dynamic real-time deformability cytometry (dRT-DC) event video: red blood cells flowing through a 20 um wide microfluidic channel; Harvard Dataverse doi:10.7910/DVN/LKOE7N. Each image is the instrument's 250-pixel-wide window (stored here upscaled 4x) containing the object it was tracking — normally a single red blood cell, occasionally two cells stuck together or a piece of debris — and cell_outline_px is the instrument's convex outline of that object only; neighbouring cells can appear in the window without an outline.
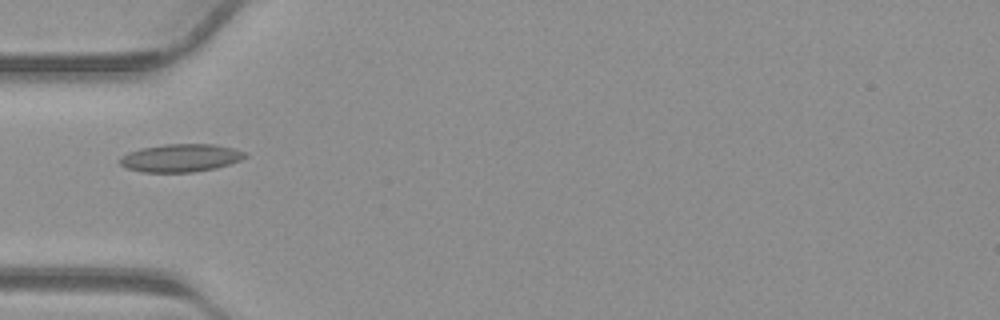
{"species": "common noctule bat (a hibernating species)", "species_latin": "Nyctalus noctula", "temperature_condition": "warm", "stored_images_in_passage": 28, "camera_frame_rate_fps": 3000, "um_per_image_px": 0.085, "animal": {"sex": "male", "body_mass_g": 23.1, "forearm_length_mm": 52.7}, "frame": {"image": 1, "passage_image": 1, "time_ms": 0.0, "image_size_px": [1000, 320], "cell_outline_px": [[248, 156], [240, 160], [216, 168], [192, 172], [144, 172], [128, 168], [120, 164], [120, 156], [128, 152], [140, 148], [164, 144], [216, 144], [248, 152]], "centroid_in_image_um": [15.37, 13.41], "position_along_channel_um": 69.6, "area_um2": 20.4}}
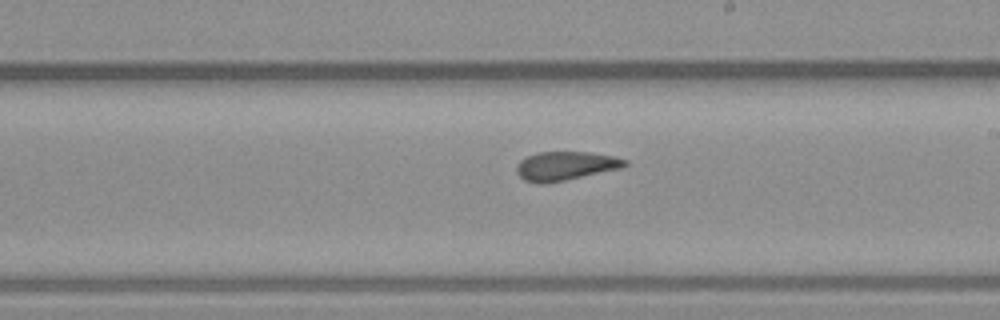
{"frame": {"image": 2, "passage_image": 11, "time_ms": 3.333, "image_size_px": [1000, 320], "cell_outline_px": [[628, 164], [620, 168], [548, 184], [544, 184], [524, 180], [516, 172], [516, 168], [520, 160], [528, 156], [540, 152], [592, 152], [612, 156], [628, 160]], "centroid_in_image_um": [48.06, 14.1], "position_along_channel_um": 240.9, "area_um2": 18.09}}
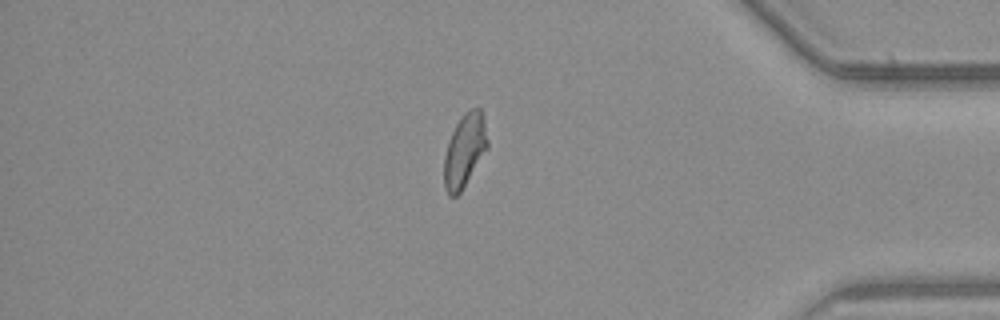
{"frame": {"image": 3, "passage_image": 22, "time_ms": 7.0, "image_size_px": [1000, 320], "cell_outline_px": [[488, 148], [460, 192], [456, 196], [448, 196], [444, 188], [444, 156], [452, 132], [456, 124], [464, 112], [472, 108], [480, 108], [484, 120], [488, 140]], "centroid_in_image_um": [39.49, 12.79], "position_along_channel_um": 395.7, "area_um2": 18.38}}